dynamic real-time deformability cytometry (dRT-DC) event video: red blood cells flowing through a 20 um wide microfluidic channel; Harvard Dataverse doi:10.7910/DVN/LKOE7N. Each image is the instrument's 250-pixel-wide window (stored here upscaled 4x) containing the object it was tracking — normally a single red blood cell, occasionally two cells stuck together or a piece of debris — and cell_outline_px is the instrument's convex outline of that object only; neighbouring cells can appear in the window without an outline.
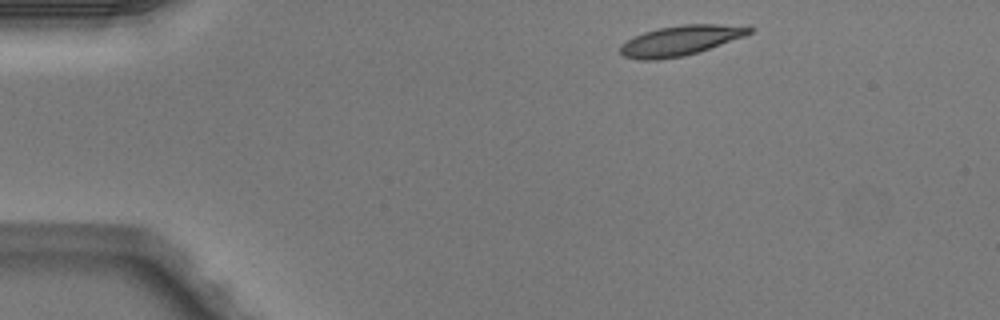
{"species": "Egyptian fruit bat (a non-hibernating species)", "species_latin": "Rousettus aegyptiacus", "temperature_condition": "warm", "stored_images_in_passage": 2, "camera_frame_rate_fps": 3000, "um_per_image_px": 0.085, "animal": {"sex": "male"}, "frame": {"image": 1, "passage_image": 1, "time_ms": 0.0, "image_size_px": [1000, 320], "cell_outline_px": [[756, 28], [752, 32], [744, 36], [684, 56], [656, 60], [640, 60], [624, 56], [620, 52], [620, 44], [644, 32], [660, 28], [680, 24], [748, 24]], "centroid_in_image_um": [57.9, 3.42], "position_along_channel_um": 27.1, "area_um2": 22.6}}